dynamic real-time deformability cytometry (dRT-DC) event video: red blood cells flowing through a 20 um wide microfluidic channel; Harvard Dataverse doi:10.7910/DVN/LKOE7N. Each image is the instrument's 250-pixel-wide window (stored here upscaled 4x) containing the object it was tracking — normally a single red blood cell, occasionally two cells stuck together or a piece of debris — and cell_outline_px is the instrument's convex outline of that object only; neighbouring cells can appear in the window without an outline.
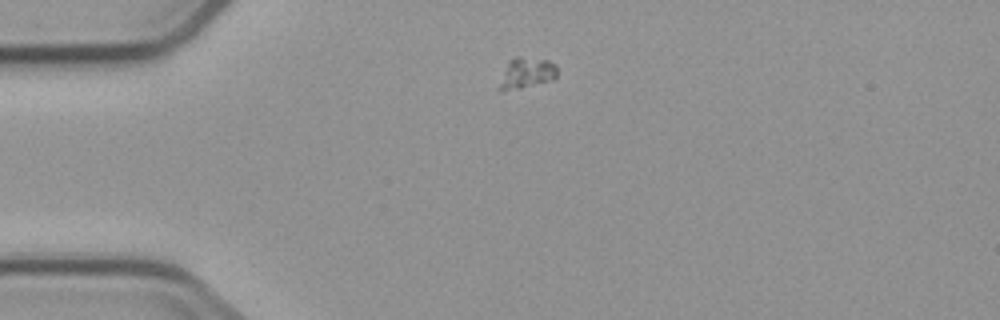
{"species": "common noctule bat (a hibernating species)", "species_latin": "Nyctalus noctula", "temperature_condition": "cold", "stored_images_in_passage": 2, "camera_frame_rate_fps": 3000, "um_per_image_px": 0.085, "animal": {"sex": "male", "body_mass_g": 23.1, "forearm_length_mm": 52.7}, "frame": {"image": 1, "passage_image": 1, "time_ms": 0.0, "image_size_px": [1000, 320], "cell_outline_px": [[556, 76], [552, 80], [520, 88], [500, 92], [496, 88], [508, 60], [516, 56], [520, 56], [548, 60], [556, 64]], "centroid_in_image_um": [44.69, 6.21], "position_along_channel_um": 40.3, "area_um2": 10.58}}